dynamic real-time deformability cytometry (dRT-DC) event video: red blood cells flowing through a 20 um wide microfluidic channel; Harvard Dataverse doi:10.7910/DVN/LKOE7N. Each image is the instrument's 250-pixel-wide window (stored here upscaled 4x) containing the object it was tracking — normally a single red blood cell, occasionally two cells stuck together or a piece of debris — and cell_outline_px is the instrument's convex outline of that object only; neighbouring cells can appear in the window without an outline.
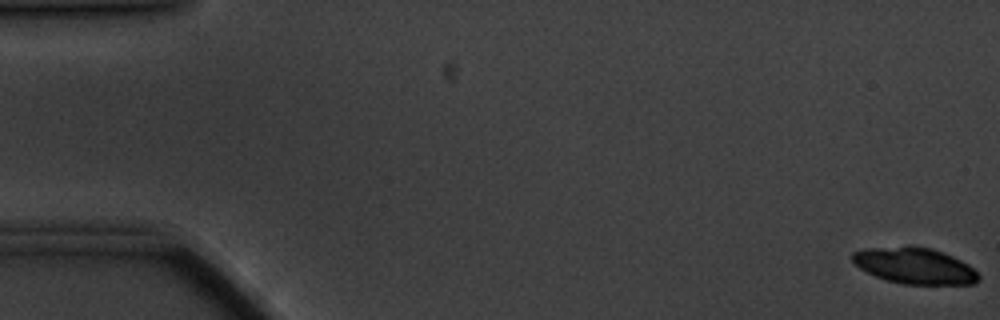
{"species": "common noctule bat (a hibernating species)", "species_latin": "Nyctalus noctula", "temperature_condition": "cold", "stored_images_in_passage": 52, "camera_frame_rate_fps": 3000, "um_per_image_px": 0.085, "animal": {"sex": "male", "body_mass_g": 20.1, "forearm_length_mm": 53.5}, "frame": {"image": 1, "passage_image": 1, "time_ms": 0.0, "image_size_px": [1000, 320], "cell_outline_px": [[980, 280], [976, 284], [904, 284], [884, 280], [860, 268], [852, 260], [852, 252], [868, 248], [908, 244], [912, 244], [932, 248], [944, 252], [968, 264], [980, 276]], "centroid_in_image_um": [77.75, 22.56], "position_along_channel_um": 7.2, "area_um2": 26.99}, "authors_computed_cell_mechanics": {"area_um2": 18.207, "velocity_mm_per_s": 3.4252, "shape_relaxation_time_tau1_ms": 0.8403, "shape_relaxation_time_tau2_ms": null, "deformation_change_tau1": 0.2265, "deformation_change_tau2": null}}